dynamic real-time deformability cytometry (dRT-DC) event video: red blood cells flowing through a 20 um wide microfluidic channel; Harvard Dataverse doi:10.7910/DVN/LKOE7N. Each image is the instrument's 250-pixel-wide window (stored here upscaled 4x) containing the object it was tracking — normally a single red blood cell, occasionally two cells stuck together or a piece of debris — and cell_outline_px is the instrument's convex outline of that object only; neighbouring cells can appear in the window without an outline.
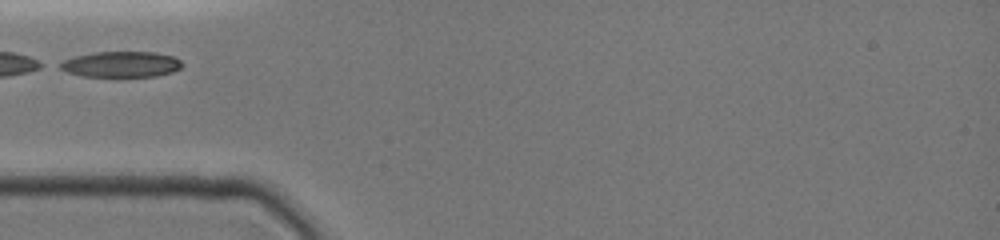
{"species": "common noctule bat (a hibernating species)", "species_latin": "Nyctalus noctula", "temperature_condition": "cold", "stored_images_in_passage": 25, "camera_frame_rate_fps": 3000, "um_per_image_px": 0.085, "animal": {"sex": "female", "body_mass_g": 19.0, "forearm_length_mm": 51.5}, "frame": {"image": 1, "passage_image": 1, "time_ms": 0.0, "image_size_px": [1000, 240], "cell_outline_px": [[184, 64], [180, 68], [172, 72], [156, 76], [84, 76], [68, 72], [60, 68], [56, 64], [72, 56], [92, 52], [156, 52], [172, 56], [180, 60]], "centroid_in_image_um": [10.28, 5.45], "position_along_channel_um": 74.7, "area_um2": 18.38}}